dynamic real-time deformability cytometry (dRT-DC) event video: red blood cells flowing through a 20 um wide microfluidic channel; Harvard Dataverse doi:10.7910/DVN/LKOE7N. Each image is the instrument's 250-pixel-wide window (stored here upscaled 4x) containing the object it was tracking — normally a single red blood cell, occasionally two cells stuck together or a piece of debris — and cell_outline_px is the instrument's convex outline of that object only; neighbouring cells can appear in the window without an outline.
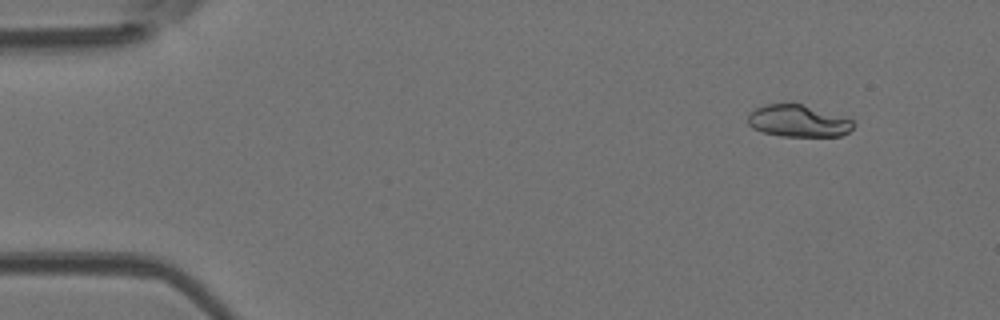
{"species": "Egyptian fruit bat (a non-hibernating species)", "species_latin": "Rousettus aegyptiacus", "temperature_condition": "room temperature", "stored_images_in_passage": 48, "camera_frame_rate_fps": 3000, "um_per_image_px": 0.085, "animal": {"sex": "female"}, "frame": {"image": 1, "passage_image": 1, "time_ms": 0.0, "image_size_px": [1000, 320], "cell_outline_px": [[856, 124], [848, 132], [840, 136], [780, 136], [764, 132], [752, 128], [748, 124], [748, 112], [756, 108], [768, 104], [800, 104], [848, 116]], "centroid_in_image_um": [67.88, 10.28], "position_along_channel_um": 17.1, "area_um2": 19.83}}
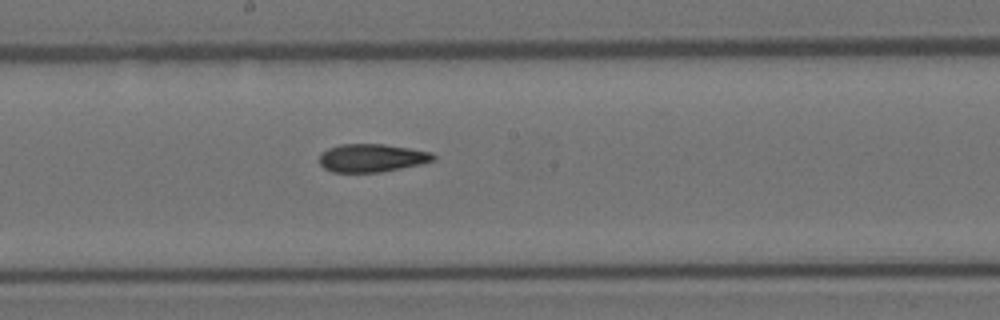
{"frame": {"image": 2, "passage_image": 24, "time_ms": 7.667, "image_size_px": [1000, 320], "cell_outline_px": [[436, 160], [420, 164], [380, 172], [332, 172], [324, 168], [320, 164], [320, 152], [328, 148], [340, 144], [384, 144], [432, 152], [436, 156]], "centroid_in_image_um": [31.59, 13.42], "position_along_channel_um": 216.6, "area_um2": 18.67}}
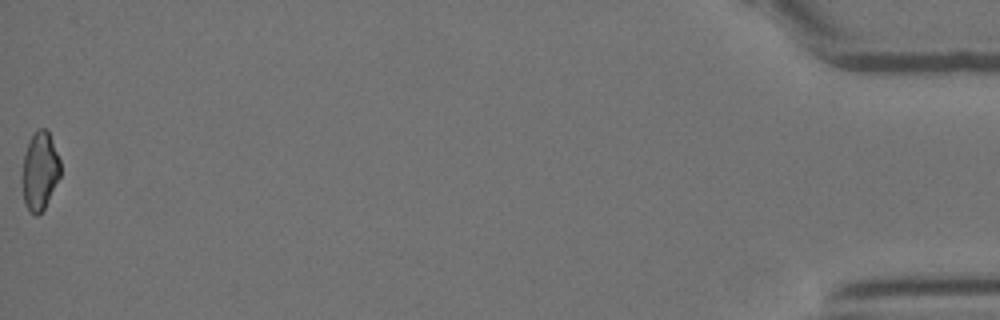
{"frame": {"image": 3, "passage_image": 48, "time_ms": 15.667, "image_size_px": [1000, 320], "cell_outline_px": [[60, 176], [44, 208], [36, 216], [28, 212], [24, 200], [20, 180], [24, 152], [28, 140], [36, 128], [44, 128], [48, 132], [60, 160]], "centroid_in_image_um": [3.33, 14.53], "position_along_channel_um": 431.9, "area_um2": 17.69}, "authors_computed_cell_mechanics": {"area_um2": 19.074, "velocity_mm_per_s": 3.9286, "shape_relaxation_time_tau1_ms": 6.2238, "shape_relaxation_time_tau2_ms": 5.1393, "deformation_change_tau1": 0.1781, "deformation_change_tau2": 0.1417}}